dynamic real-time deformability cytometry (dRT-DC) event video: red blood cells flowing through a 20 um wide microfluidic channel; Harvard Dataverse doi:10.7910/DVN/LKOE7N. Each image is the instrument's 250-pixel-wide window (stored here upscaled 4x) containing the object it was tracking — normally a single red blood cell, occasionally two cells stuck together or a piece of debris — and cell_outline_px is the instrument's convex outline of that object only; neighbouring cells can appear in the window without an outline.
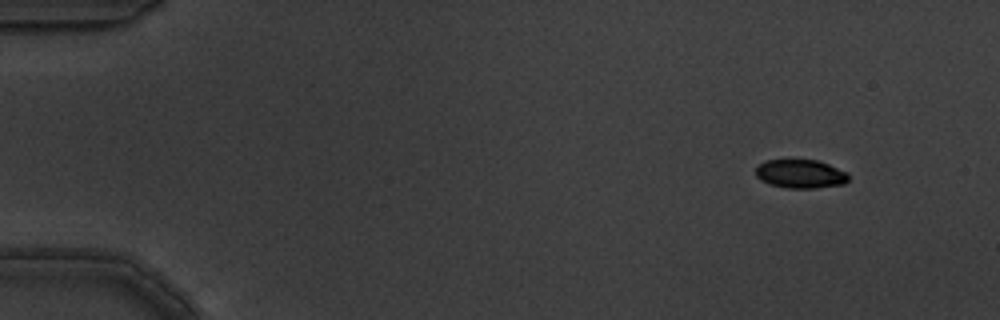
{"species": "common noctule bat (a hibernating species)", "species_latin": "Nyctalus noctula", "temperature_condition": "warm", "stored_images_in_passage": 5, "segment_of_instrument_passage": [1, 2], "camera_frame_rate_fps": 3000, "um_per_image_px": 0.085, "animal": {"sex": "male", "body_mass_g": 19.5, "forearm_length_mm": 54.6}, "frame": {"image": 1, "passage_image": 1, "time_ms": 0.0, "image_size_px": [1000, 320], "cell_outline_px": [[848, 180], [844, 184], [816, 188], [788, 188], [768, 184], [760, 180], [756, 176], [756, 168], [760, 164], [768, 160], [816, 160], [828, 164], [848, 172]], "centroid_in_image_um": [68.05, 14.79], "position_along_channel_um": 17.0, "area_um2": 15.49}}
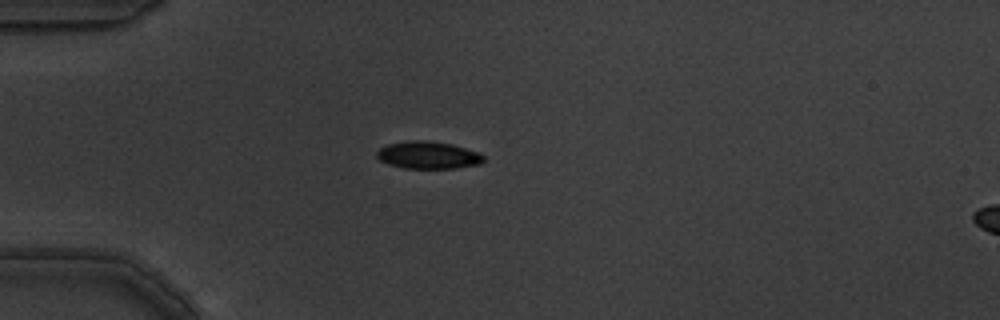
{"frame": {"image": 2, "passage_image": 4, "time_ms": 1.0, "image_size_px": [1000, 320], "cell_outline_px": [[484, 160], [480, 164], [456, 168], [404, 168], [388, 164], [380, 160], [376, 156], [376, 152], [380, 148], [388, 144], [408, 140], [428, 140], [452, 144], [480, 152], [484, 156]], "centroid_in_image_um": [36.4, 13.18], "position_along_channel_um": 48.6, "area_um2": 17.17}}